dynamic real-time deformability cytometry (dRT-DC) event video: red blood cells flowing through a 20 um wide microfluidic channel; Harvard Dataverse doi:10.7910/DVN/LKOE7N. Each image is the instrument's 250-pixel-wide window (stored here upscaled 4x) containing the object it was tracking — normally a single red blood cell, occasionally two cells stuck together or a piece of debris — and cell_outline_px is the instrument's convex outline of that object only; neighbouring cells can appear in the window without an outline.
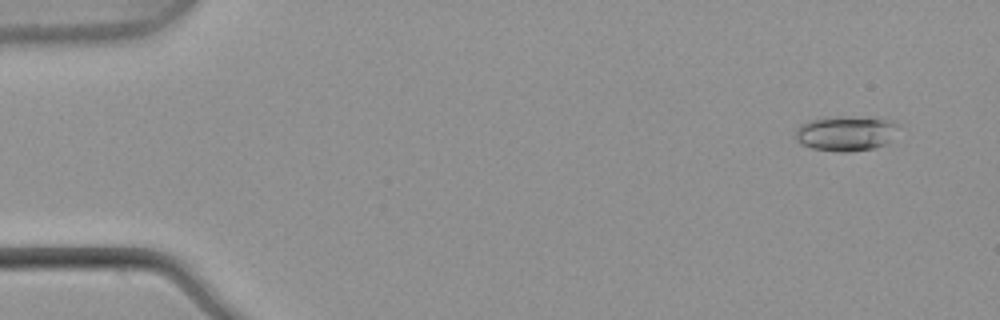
{"species": "common noctule bat (a hibernating species)", "species_latin": "Nyctalus noctula", "temperature_condition": "warm", "stored_images_in_passage": 4, "camera_frame_rate_fps": 3000, "um_per_image_px": 0.085, "animal": {"sex": "male", "body_mass_g": 21.5, "forearm_length_mm": 52.0}, "frame": {"image": 1, "passage_image": 1, "time_ms": 0.0, "image_size_px": [1000, 320], "cell_outline_px": [[900, 124], [888, 144], [872, 148], [848, 152], [836, 152], [812, 148], [800, 144], [796, 140], [796, 128], [800, 124], [808, 120], [824, 116], [876, 116], [892, 120]], "centroid_in_image_um": [71.91, 11.3], "position_along_channel_um": 13.1, "area_um2": 21.85}}
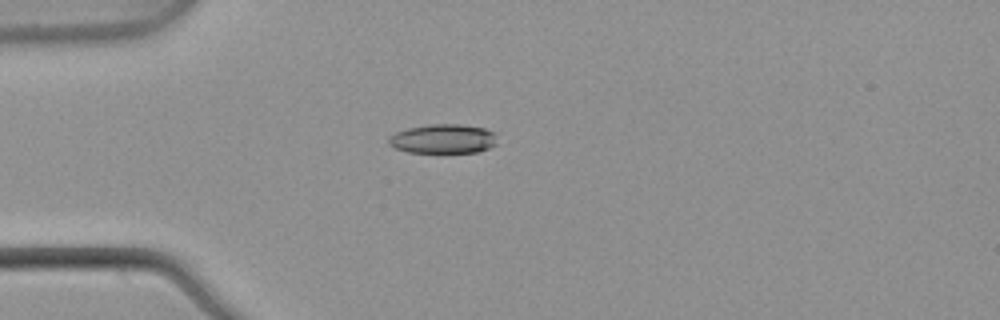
{"frame": {"image": 2, "passage_image": 4, "time_ms": 1.0, "image_size_px": [1000, 320], "cell_outline_px": [[496, 144], [488, 148], [476, 152], [408, 152], [396, 148], [388, 144], [388, 136], [396, 132], [408, 128], [432, 124], [460, 124], [484, 128], [496, 132]], "centroid_in_image_um": [37.67, 11.79], "position_along_channel_um": 47.3, "area_um2": 18.5}}